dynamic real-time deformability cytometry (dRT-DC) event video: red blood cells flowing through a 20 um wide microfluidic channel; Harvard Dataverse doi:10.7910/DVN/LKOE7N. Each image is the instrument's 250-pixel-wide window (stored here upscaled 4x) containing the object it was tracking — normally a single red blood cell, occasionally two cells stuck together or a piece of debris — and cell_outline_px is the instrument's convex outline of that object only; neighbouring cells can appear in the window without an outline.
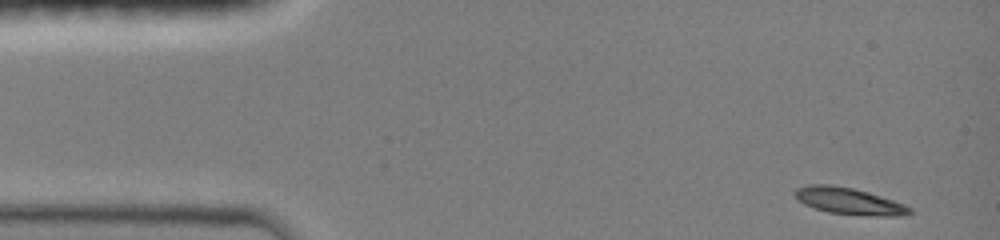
{"species": "common noctule bat (a hibernating species)", "species_latin": "Nyctalus noctula", "temperature_condition": "room temperature", "stored_images_in_passage": 43, "camera_frame_rate_fps": 3000, "um_per_image_px": 0.085, "animal": {"sex": "female", "body_mass_g": 19.0, "forearm_length_mm": 51.5}, "frame": {"image": 1, "passage_image": 1, "time_ms": 0.0, "image_size_px": [1000, 240], "cell_outline_px": [[912, 212], [904, 216], [876, 216], [828, 212], [804, 204], [792, 192], [796, 188], [808, 184], [828, 184], [852, 188], [868, 192], [904, 204], [912, 208]], "centroid_in_image_um": [72.17, 17.09], "position_along_channel_um": 12.8, "area_um2": 17.69}}
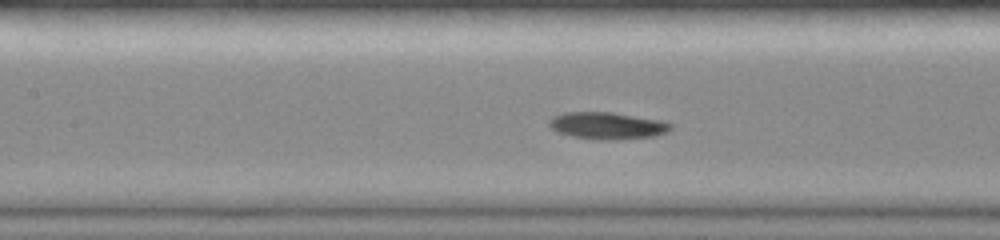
{"frame": {"image": 2, "passage_image": 19, "time_ms": 6.0, "image_size_px": [1000, 240], "cell_outline_px": [[672, 128], [668, 132], [656, 136], [620, 140], [600, 140], [572, 136], [556, 132], [548, 124], [548, 120], [552, 116], [564, 112], [612, 112], [660, 120], [672, 124]], "centroid_in_image_um": [51.61, 10.69], "position_along_channel_um": 155.8, "area_um2": 19.36}}
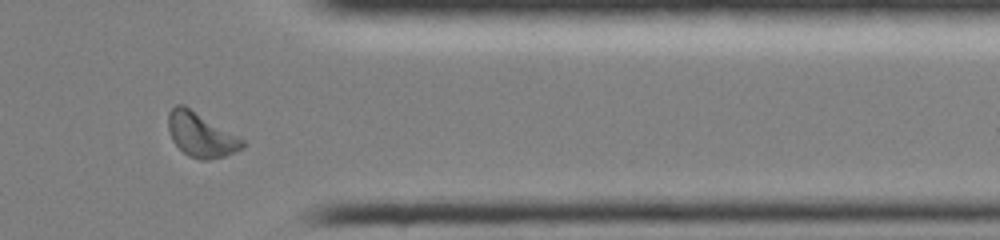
{"frame": {"image": 3, "passage_image": 37, "time_ms": 12.0, "image_size_px": [1000, 240], "cell_outline_px": [[244, 148], [224, 156], [208, 160], [200, 160], [188, 156], [172, 140], [168, 128], [168, 112], [176, 104], [184, 104], [244, 140]], "centroid_in_image_um": [17.06, 11.45], "position_along_channel_um": 394.3, "area_um2": 19.02}, "authors_computed_cell_mechanics": {"area_um2": 18.207, "velocity_mm_per_s": 4.0172, "shape_relaxation_time_tau1_ms": 4.0469, "shape_relaxation_time_tau2_ms": null, "deformation_change_tau1": 0.1655, "deformation_change_tau2": null}}